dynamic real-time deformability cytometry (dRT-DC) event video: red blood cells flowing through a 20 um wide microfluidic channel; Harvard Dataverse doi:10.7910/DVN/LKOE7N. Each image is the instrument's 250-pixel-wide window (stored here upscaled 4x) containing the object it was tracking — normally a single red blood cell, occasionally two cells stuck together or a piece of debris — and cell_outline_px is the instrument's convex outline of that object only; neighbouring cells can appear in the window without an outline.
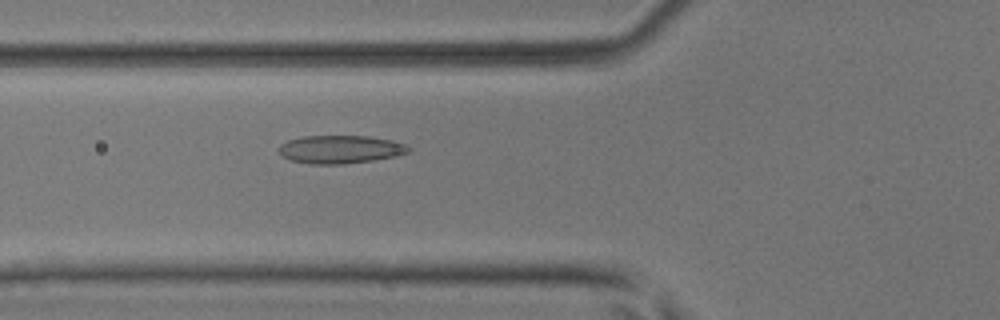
{"species": "common noctule bat (a hibernating species)", "species_latin": "Nyctalus noctula", "temperature_condition": "room temperature", "stored_images_in_passage": 42, "camera_frame_rate_fps": 3000, "um_per_image_px": 0.085, "animal": {"sex": "male", "body_mass_g": 17.9, "forearm_length_mm": 54.2}, "frame": {"image": 1, "passage_image": 10, "time_ms": 3.0, "image_size_px": [1000, 320], "cell_outline_px": [[412, 152], [396, 156], [372, 160], [344, 164], [312, 164], [288, 160], [280, 156], [280, 144], [288, 140], [304, 136], [368, 136], [392, 140], [404, 144], [412, 148]], "centroid_in_image_um": [28.94, 12.7], "position_along_channel_um": 96.9, "area_um2": 21.39}}
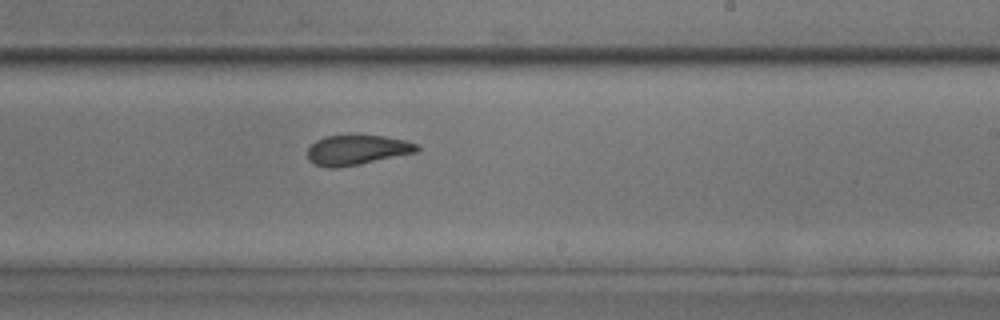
{"frame": {"image": 2, "passage_image": 22, "time_ms": 7.0, "image_size_px": [1000, 320], "cell_outline_px": [[420, 148], [416, 152], [336, 168], [328, 168], [312, 164], [308, 160], [308, 148], [316, 140], [324, 136], [348, 132], [352, 132], [384, 136], [404, 140], [420, 144]], "centroid_in_image_um": [30.29, 12.69], "position_along_channel_um": 258.7, "area_um2": 19.71}}
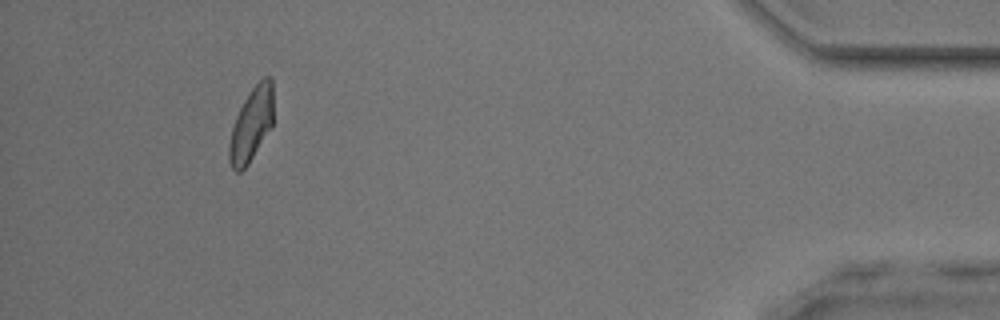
{"frame": {"image": 3, "passage_image": 38, "time_ms": 12.333, "image_size_px": [1000, 320], "cell_outline_px": [[272, 128], [248, 164], [240, 172], [236, 172], [232, 168], [228, 160], [228, 148], [232, 128], [236, 116], [244, 100], [252, 88], [264, 76], [272, 76]], "centroid_in_image_um": [21.36, 10.6], "position_along_channel_um": 413.8, "area_um2": 18.96}, "authors_computed_cell_mechanics": {"area_um2": 19.7098, "velocity_mm_per_s": 4.0533, "shape_relaxation_time_tau1_ms": 6.9363, "shape_relaxation_time_tau2_ms": 1.4793, "deformation_change_tau1": 0.1594, "deformation_change_tau2": 0.0713}}